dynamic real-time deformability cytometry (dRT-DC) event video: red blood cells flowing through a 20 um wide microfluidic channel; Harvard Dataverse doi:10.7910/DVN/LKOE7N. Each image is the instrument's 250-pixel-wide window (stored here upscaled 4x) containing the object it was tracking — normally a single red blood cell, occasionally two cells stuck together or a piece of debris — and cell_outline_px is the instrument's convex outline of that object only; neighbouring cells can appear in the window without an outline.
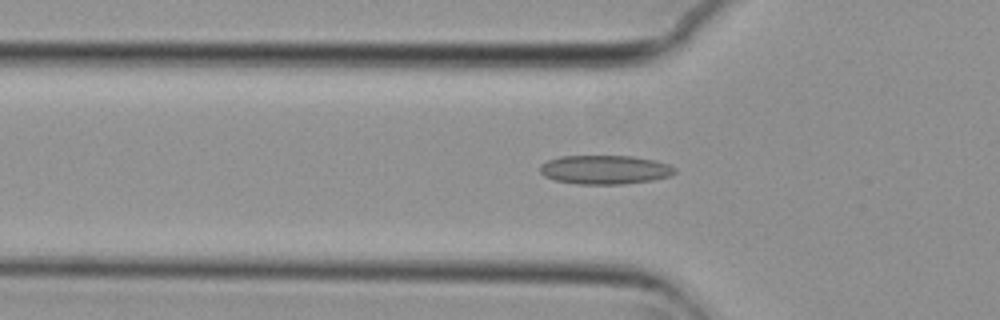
{"species": "common noctule bat (a hibernating species)", "species_latin": "Nyctalus noctula", "temperature_condition": "cold", "stored_images_in_passage": 39, "camera_frame_rate_fps": 3000, "um_per_image_px": 0.085, "animal": {"sex": "female", "body_mass_g": 29.2, "forearm_length_mm": 56.3}, "frame": {"image": 1, "passage_image": 2, "time_ms": 0.333, "image_size_px": [1000, 320], "cell_outline_px": [[676, 172], [668, 176], [652, 180], [624, 184], [576, 184], [556, 180], [544, 176], [540, 172], [540, 164], [548, 160], [560, 156], [632, 156], [656, 160], [668, 164], [676, 168]], "centroid_in_image_um": [51.41, 14.42], "position_along_channel_um": 74.4, "area_um2": 22.77}}
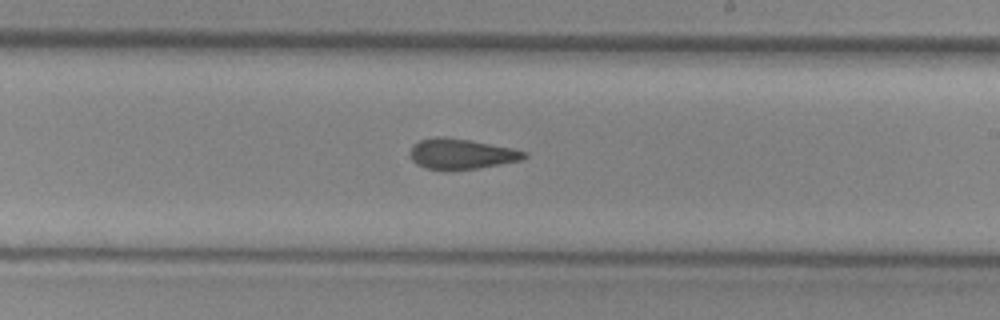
{"frame": {"image": 2, "passage_image": 16, "time_ms": 5.0, "image_size_px": [1000, 320], "cell_outline_px": [[528, 156], [520, 160], [480, 168], [424, 168], [416, 164], [412, 160], [412, 144], [420, 140], [436, 136], [440, 136], [468, 140], [512, 148], [528, 152]], "centroid_in_image_um": [39.23, 13.06], "position_along_channel_um": 249.8, "area_um2": 19.65}}
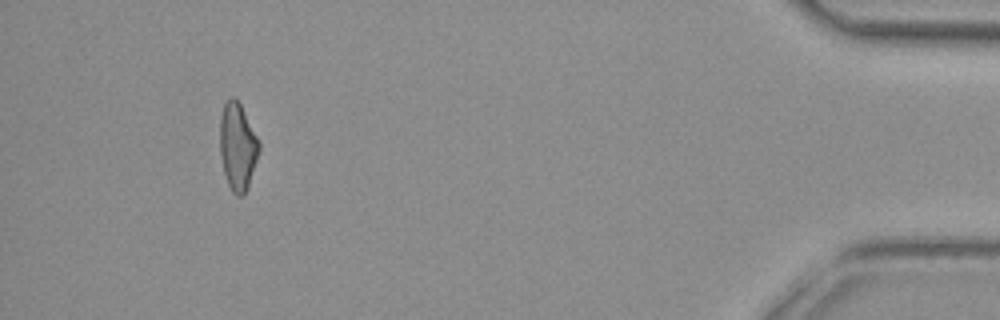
{"frame": {"image": 3, "passage_image": 35, "time_ms": 11.333, "image_size_px": [1000, 320], "cell_outline_px": [[260, 148], [248, 188], [244, 196], [236, 196], [232, 192], [228, 184], [224, 172], [220, 156], [220, 116], [224, 104], [232, 96], [240, 104], [260, 140]], "centroid_in_image_um": [20.2, 12.48], "position_along_channel_um": 415.0, "area_um2": 20.0}, "authors_computed_cell_mechanics": {"area_um2": 20.2878, "velocity_mm_per_s": 3.7507, "shape_relaxation_time_tau1_ms": null, "shape_relaxation_time_tau2_ms": 3.2932, "deformation_change_tau1": null, "deformation_change_tau2": 0.1151}}